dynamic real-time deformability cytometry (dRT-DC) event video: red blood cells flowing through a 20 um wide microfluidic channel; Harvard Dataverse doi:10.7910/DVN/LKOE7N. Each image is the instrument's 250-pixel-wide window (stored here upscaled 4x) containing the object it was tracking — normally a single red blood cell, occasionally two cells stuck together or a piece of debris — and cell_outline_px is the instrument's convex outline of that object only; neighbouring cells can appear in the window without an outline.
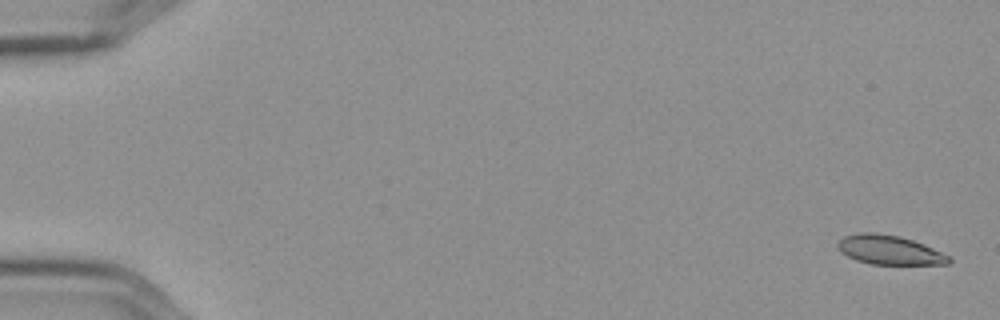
{"species": "Egyptian fruit bat (a non-hibernating species)", "species_latin": "Rousettus aegyptiacus", "temperature_condition": "cold", "stored_images_in_passage": 57, "camera_frame_rate_fps": 3000, "um_per_image_px": 0.085, "frame": {"image": 1, "passage_image": 1, "time_ms": 0.0, "image_size_px": [1000, 320], "cell_outline_px": [[952, 260], [948, 264], [872, 264], [856, 260], [840, 252], [836, 244], [844, 236], [860, 232], [872, 232], [896, 236], [912, 240], [924, 244], [952, 256]], "centroid_in_image_um": [75.62, 21.25], "position_along_channel_um": 9.4, "area_um2": 18.9}}
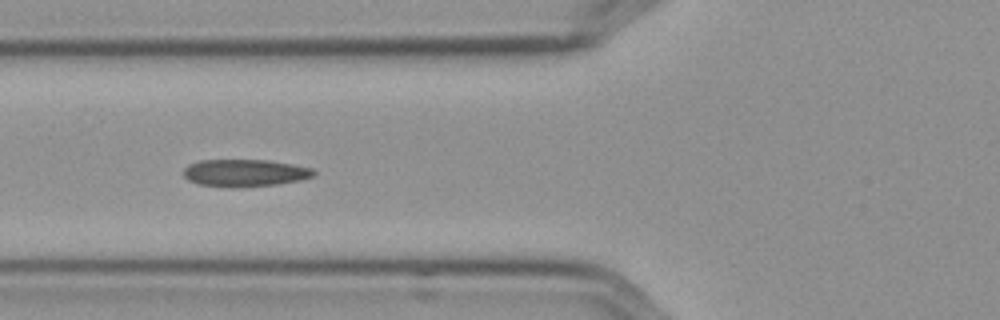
{"frame": {"image": 2, "passage_image": 22, "time_ms": 7.0, "image_size_px": [1000, 320], "cell_outline_px": [[316, 172], [312, 176], [300, 180], [276, 184], [240, 188], [228, 188], [200, 184], [188, 180], [184, 176], [184, 168], [188, 164], [200, 160], [268, 160], [292, 164], [312, 168]], "centroid_in_image_um": [20.79, 14.7], "position_along_channel_um": 105.0, "area_um2": 20.81}}
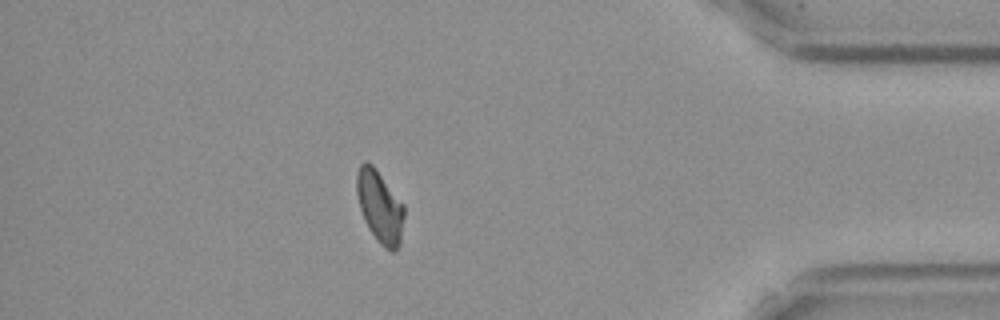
{"frame": {"image": 3, "passage_image": 50, "time_ms": 16.333, "image_size_px": [1000, 320], "cell_outline_px": [[404, 216], [400, 244], [396, 252], [392, 252], [384, 248], [376, 240], [368, 228], [364, 220], [360, 208], [356, 192], [356, 172], [360, 164], [364, 160], [372, 164], [376, 168], [404, 204]], "centroid_in_image_um": [32.28, 17.57], "position_along_channel_um": 402.9, "area_um2": 20.29}, "authors_computed_cell_mechanics": {"area_um2": 19.941, "velocity_mm_per_s": 3.5793, "shape_relaxation_time_tau1_ms": 8.2572, "shape_relaxation_time_tau2_ms": 1.9982, "deformation_change_tau1": 0.1814, "deformation_change_tau2": 0.0836}}